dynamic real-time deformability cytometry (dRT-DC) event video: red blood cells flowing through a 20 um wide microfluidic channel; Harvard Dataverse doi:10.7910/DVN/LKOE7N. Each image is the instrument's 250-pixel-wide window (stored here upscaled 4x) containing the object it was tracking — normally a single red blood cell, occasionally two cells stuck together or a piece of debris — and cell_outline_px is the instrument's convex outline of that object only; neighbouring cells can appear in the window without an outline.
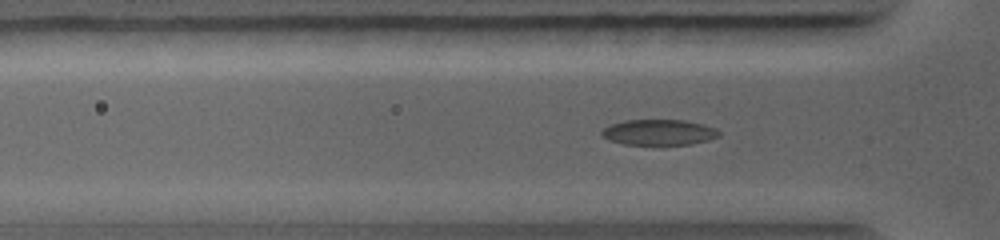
{"species": "common noctule bat (a hibernating species)", "species_latin": "Nyctalus noctula", "temperature_condition": "warm", "stored_images_in_passage": 51, "camera_frame_rate_fps": 5000, "um_per_image_px": 0.085, "animal": {"sex": "female", "body_mass_g": 19.0, "forearm_length_mm": 56.7}, "frame": {"image": 1, "passage_image": 14, "time_ms": 2.4, "image_size_px": [1000, 240], "cell_outline_px": [[720, 136], [708, 140], [688, 144], [660, 148], [624, 144], [608, 140], [600, 136], [600, 132], [604, 128], [612, 124], [624, 120], [680, 120], [700, 124], [712, 128], [720, 132]], "centroid_in_image_um": [55.93, 11.3], "position_along_channel_um": 69.9, "area_um2": 18.15}}
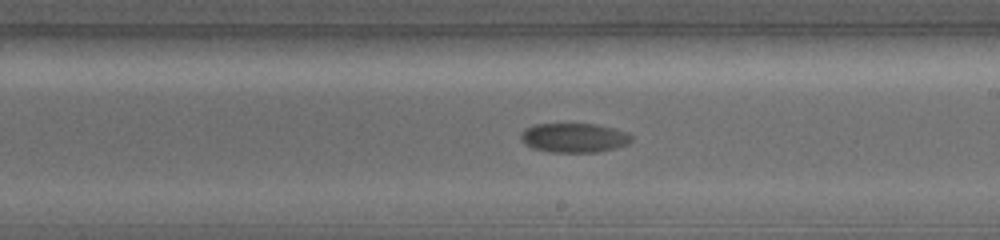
{"frame": {"image": 2, "passage_image": 32, "time_ms": 6.0, "image_size_px": [1000, 240], "cell_outline_px": [[632, 140], [628, 144], [596, 152], [552, 152], [532, 148], [524, 144], [520, 140], [520, 132], [536, 124], [596, 124], [628, 132], [632, 136]], "centroid_in_image_um": [48.77, 11.71], "position_along_channel_um": 240.2, "area_um2": 18.84}}
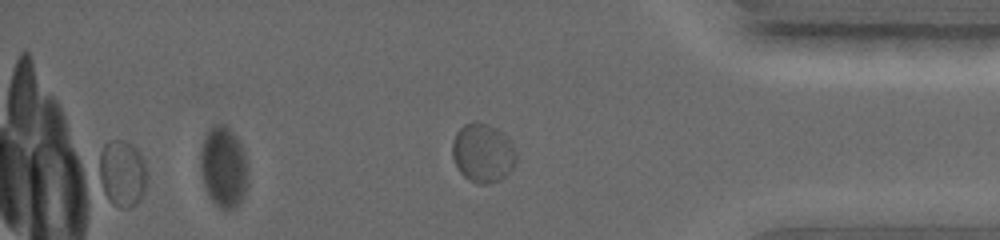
{"frame": {"image": 3, "passage_image": 50, "time_ms": 9.6, "image_size_px": [1000, 240], "cell_outline_px": [[248, 184], [244, 196], [240, 204], [232, 208], [220, 208], [208, 196], [200, 172], [200, 152], [204, 136], [208, 128], [216, 124], [224, 124], [236, 136], [240, 144], [248, 164]], "centroid_in_image_um": [19.0, 14.19], "position_along_channel_um": 416.2, "area_um2": 22.72}}